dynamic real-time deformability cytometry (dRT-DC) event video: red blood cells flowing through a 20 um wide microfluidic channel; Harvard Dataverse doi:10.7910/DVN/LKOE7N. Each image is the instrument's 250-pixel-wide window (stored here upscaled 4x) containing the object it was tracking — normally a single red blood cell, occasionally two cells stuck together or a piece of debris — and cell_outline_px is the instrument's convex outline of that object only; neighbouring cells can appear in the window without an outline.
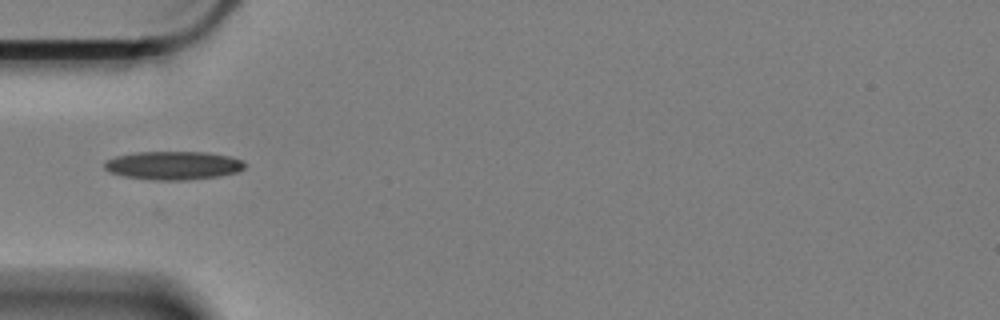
{"species": "Egyptian fruit bat (a non-hibernating species)", "species_latin": "Rousettus aegyptiacus", "temperature_condition": "cold", "stored_images_in_passage": 10, "camera_frame_rate_fps": 3000, "um_per_image_px": 0.085, "animal": {"sex": "female"}, "frame": {"image": 1, "passage_image": 1, "time_ms": 0.0, "image_size_px": [1000, 320], "cell_outline_px": [[244, 168], [236, 172], [220, 176], [188, 180], [152, 180], [124, 176], [108, 172], [104, 168], [104, 164], [108, 160], [116, 156], [136, 152], [208, 152], [228, 156], [240, 160], [244, 164]], "centroid_in_image_um": [14.7, 14.07], "position_along_channel_um": 70.3, "area_um2": 23.18}}
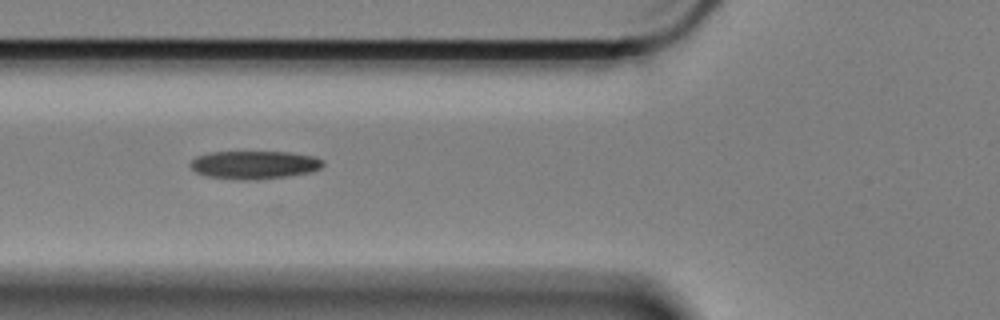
{"frame": {"image": 2, "passage_image": 4, "time_ms": 1.0, "image_size_px": [1000, 320], "cell_outline_px": [[324, 164], [320, 168], [312, 172], [288, 176], [256, 180], [232, 180], [204, 176], [196, 172], [188, 164], [196, 156], [208, 152], [288, 152], [312, 156], [324, 160]], "centroid_in_image_um": [21.58, 14.02], "position_along_channel_um": 104.2, "area_um2": 22.08}}
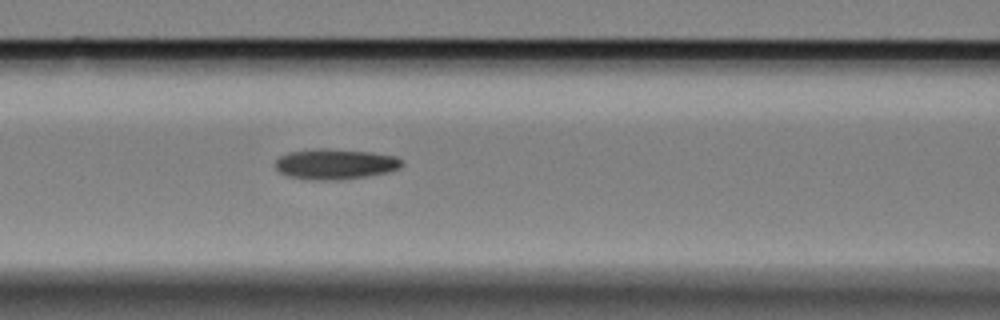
{"frame": {"image": 3, "passage_image": 7, "time_ms": 2.0, "image_size_px": [1000, 320], "cell_outline_px": [[404, 164], [400, 168], [388, 172], [344, 180], [312, 180], [288, 176], [280, 172], [276, 168], [276, 160], [280, 156], [292, 152], [372, 152], [396, 156]], "centroid_in_image_um": [28.56, 14.02], "position_along_channel_um": 138.0, "area_um2": 21.21}}